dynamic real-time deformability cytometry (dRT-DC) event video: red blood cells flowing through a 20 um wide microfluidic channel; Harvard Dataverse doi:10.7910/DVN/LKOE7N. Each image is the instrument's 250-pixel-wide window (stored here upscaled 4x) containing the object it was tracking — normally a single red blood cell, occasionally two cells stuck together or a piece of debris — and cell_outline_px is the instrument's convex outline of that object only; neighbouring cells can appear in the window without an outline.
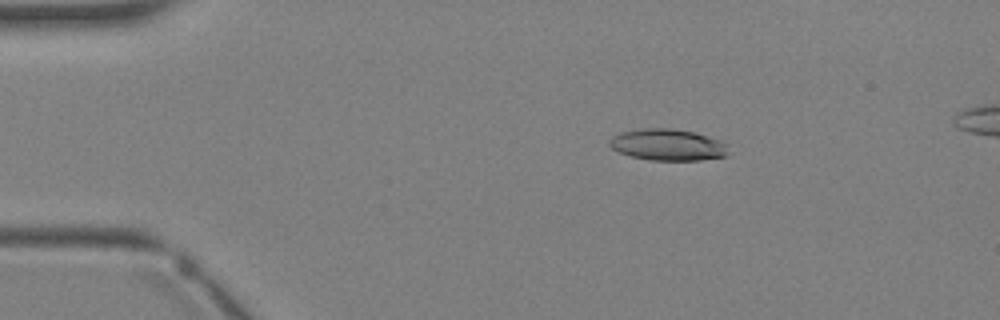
{"species": "Egyptian fruit bat (a non-hibernating species)", "species_latin": "Rousettus aegyptiacus", "temperature_condition": "warm", "stored_images_in_passage": 3, "camera_frame_rate_fps": 3000, "um_per_image_px": 0.085, "animal": {"sex": "female"}, "frame": {"image": 1, "passage_image": 1, "time_ms": 0.0, "image_size_px": [1000, 320], "cell_outline_px": [[728, 152], [724, 156], [700, 160], [648, 160], [632, 156], [620, 152], [612, 148], [608, 144], [608, 140], [612, 136], [620, 132], [640, 128], [672, 128], [696, 132], [720, 140], [724, 144]], "centroid_in_image_um": [56.71, 12.29], "position_along_channel_um": 28.3, "area_um2": 21.85}}